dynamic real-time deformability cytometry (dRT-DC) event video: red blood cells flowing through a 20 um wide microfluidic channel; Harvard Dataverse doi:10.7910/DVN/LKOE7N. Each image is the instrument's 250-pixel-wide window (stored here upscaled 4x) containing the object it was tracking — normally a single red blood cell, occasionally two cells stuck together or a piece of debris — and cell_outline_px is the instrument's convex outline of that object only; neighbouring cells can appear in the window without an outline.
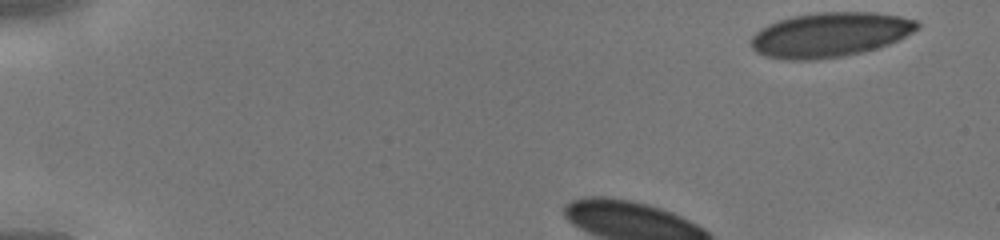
{"species": "human", "species_latin": "Homo sapiens", "temperature_condition": "cold", "stored_images_in_passage": 38, "camera_frame_rate_fps": 3000, "um_per_image_px": 0.085, "donor": {"sex": "male"}, "frame": {"image": 1, "passage_image": 1, "time_ms": 0.0, "image_size_px": [1000, 240], "cell_outline_px": [[920, 28], [888, 44], [876, 48], [844, 56], [816, 60], [788, 60], [764, 56], [756, 52], [752, 48], [752, 36], [760, 28], [768, 24], [792, 16], [816, 12], [872, 12], [900, 16], [916, 20], [920, 24]], "centroid_in_image_um": [70.52, 2.95], "position_along_channel_um": 14.5, "area_um2": 43.18}}
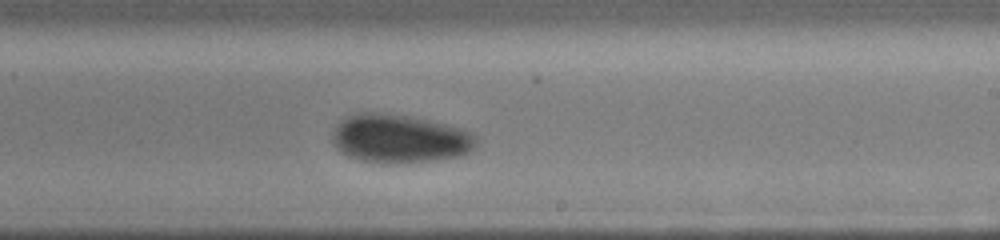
{"frame": {"image": 2, "passage_image": 21, "time_ms": 6.667, "image_size_px": [1000, 240], "cell_outline_px": [[476, 144], [468, 152], [460, 156], [436, 160], [404, 164], [384, 164], [360, 160], [348, 156], [336, 148], [332, 140], [332, 136], [336, 124], [344, 116], [356, 112], [376, 112], [408, 116], [428, 120], [464, 128], [472, 132], [476, 136]], "centroid_in_image_um": [33.94, 11.79], "position_along_channel_um": 255.1, "area_um2": 41.33}}
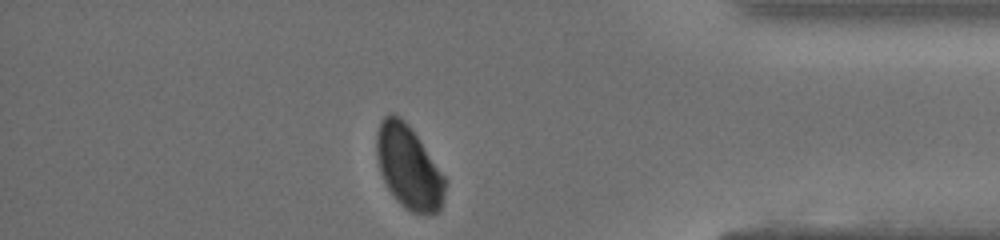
{"frame": {"image": 3, "passage_image": 32, "time_ms": 10.333, "image_size_px": [1000, 240], "cell_outline_px": [[444, 196], [440, 208], [436, 212], [412, 212], [404, 208], [396, 200], [388, 188], [380, 172], [376, 156], [376, 136], [380, 120], [384, 116], [400, 116], [408, 124], [444, 176]], "centroid_in_image_um": [34.69, 14.2], "position_along_channel_um": 400.5, "area_um2": 32.48}}